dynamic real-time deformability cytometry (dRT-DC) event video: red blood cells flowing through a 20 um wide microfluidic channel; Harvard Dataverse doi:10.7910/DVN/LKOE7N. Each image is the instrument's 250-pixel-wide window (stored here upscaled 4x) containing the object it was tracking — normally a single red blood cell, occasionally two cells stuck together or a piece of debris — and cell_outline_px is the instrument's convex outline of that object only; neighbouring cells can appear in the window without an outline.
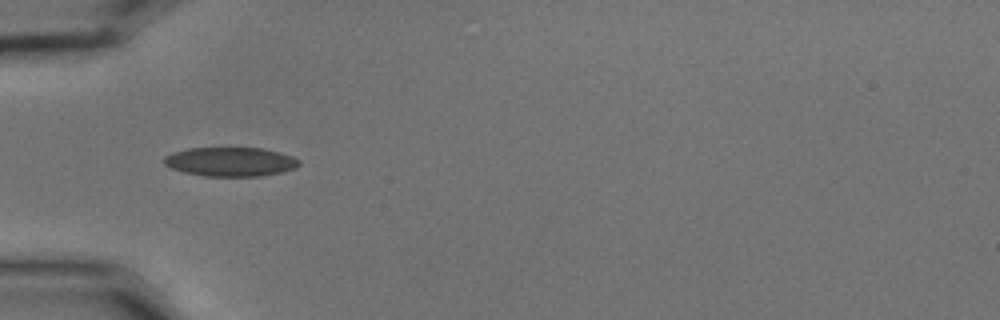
{"species": "common noctule bat (a hibernating species)", "species_latin": "Nyctalus noctula", "temperature_condition": "cold", "stored_images_in_passage": 39, "camera_frame_rate_fps": 3000, "um_per_image_px": 0.085, "animal": {"sex": "male", "body_mass_g": 15.6}, "frame": {"image": 1, "passage_image": 1, "time_ms": 0.0, "image_size_px": [1000, 320], "cell_outline_px": [[300, 164], [296, 168], [280, 172], [260, 176], [204, 176], [184, 172], [172, 168], [164, 164], [164, 156], [172, 152], [188, 148], [264, 148], [280, 152], [292, 156], [300, 160]], "centroid_in_image_um": [19.6, 13.74], "position_along_channel_um": 65.4, "area_um2": 22.95}}
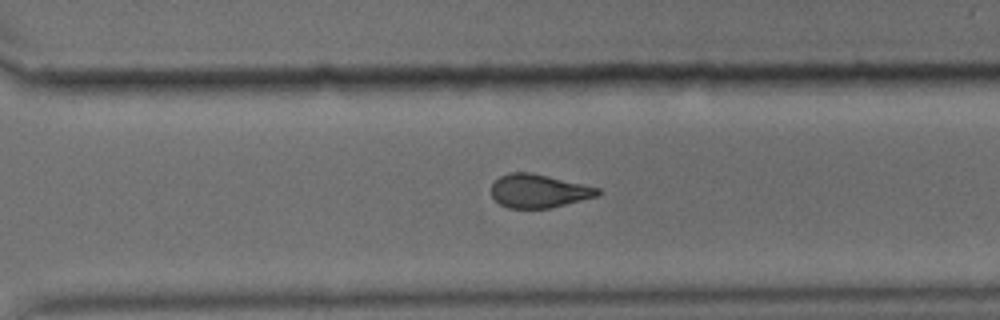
{"frame": {"image": 2, "passage_image": 23, "time_ms": 7.333, "image_size_px": [1000, 320], "cell_outline_px": [[600, 196], [548, 208], [508, 208], [500, 204], [492, 196], [492, 184], [500, 176], [508, 172], [532, 172], [600, 188]], "centroid_in_image_um": [45.8, 16.22], "position_along_channel_um": 324.8, "area_um2": 20.75}}
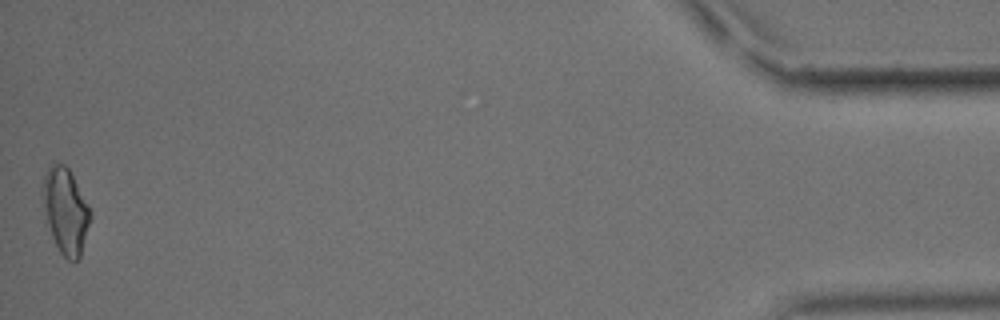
{"frame": {"image": 3, "passage_image": 39, "time_ms": 12.667, "image_size_px": [1000, 320], "cell_outline_px": [[92, 216], [80, 256], [76, 260], [68, 260], [60, 252], [52, 236], [48, 224], [40, 192], [44, 176], [48, 164], [64, 164], [68, 168], [88, 204], [92, 212]], "centroid_in_image_um": [5.56, 17.89], "position_along_channel_um": 429.6, "area_um2": 23.64}, "authors_computed_cell_mechanics": {"area_um2": 21.8484, "velocity_mm_per_s": 3.5493, "shape_relaxation_time_tau1_ms": 7.4275, "shape_relaxation_time_tau2_ms": 2.1928, "deformation_change_tau1": 0.1623, "deformation_change_tau2": 0.074}}